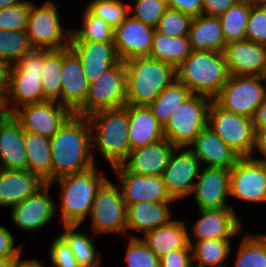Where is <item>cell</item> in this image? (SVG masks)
I'll return each mask as SVG.
<instances>
[{
    "label": "cell",
    "instance_id": "1",
    "mask_svg": "<svg viewBox=\"0 0 266 267\" xmlns=\"http://www.w3.org/2000/svg\"><path fill=\"white\" fill-rule=\"evenodd\" d=\"M53 180L96 165L88 118L72 114L50 138Z\"/></svg>",
    "mask_w": 266,
    "mask_h": 267
},
{
    "label": "cell",
    "instance_id": "2",
    "mask_svg": "<svg viewBox=\"0 0 266 267\" xmlns=\"http://www.w3.org/2000/svg\"><path fill=\"white\" fill-rule=\"evenodd\" d=\"M96 165L89 170L61 176L50 182L60 186L59 208L63 225H81L90 216L97 190L108 179Z\"/></svg>",
    "mask_w": 266,
    "mask_h": 267
},
{
    "label": "cell",
    "instance_id": "3",
    "mask_svg": "<svg viewBox=\"0 0 266 267\" xmlns=\"http://www.w3.org/2000/svg\"><path fill=\"white\" fill-rule=\"evenodd\" d=\"M127 104L149 106L175 79L176 68L149 56L124 61Z\"/></svg>",
    "mask_w": 266,
    "mask_h": 267
},
{
    "label": "cell",
    "instance_id": "4",
    "mask_svg": "<svg viewBox=\"0 0 266 267\" xmlns=\"http://www.w3.org/2000/svg\"><path fill=\"white\" fill-rule=\"evenodd\" d=\"M87 118L92 150L97 147L111 168L122 164L131 152L128 104L118 109L95 112Z\"/></svg>",
    "mask_w": 266,
    "mask_h": 267
},
{
    "label": "cell",
    "instance_id": "5",
    "mask_svg": "<svg viewBox=\"0 0 266 267\" xmlns=\"http://www.w3.org/2000/svg\"><path fill=\"white\" fill-rule=\"evenodd\" d=\"M176 76L192 94L213 99L230 75L223 52L192 51L176 68Z\"/></svg>",
    "mask_w": 266,
    "mask_h": 267
},
{
    "label": "cell",
    "instance_id": "6",
    "mask_svg": "<svg viewBox=\"0 0 266 267\" xmlns=\"http://www.w3.org/2000/svg\"><path fill=\"white\" fill-rule=\"evenodd\" d=\"M212 100L204 95L192 94L171 113L163 127L164 138L177 148H188L208 125Z\"/></svg>",
    "mask_w": 266,
    "mask_h": 267
},
{
    "label": "cell",
    "instance_id": "7",
    "mask_svg": "<svg viewBox=\"0 0 266 267\" xmlns=\"http://www.w3.org/2000/svg\"><path fill=\"white\" fill-rule=\"evenodd\" d=\"M208 125L240 157H252L257 151L258 136L252 119L220 107L212 100Z\"/></svg>",
    "mask_w": 266,
    "mask_h": 267
},
{
    "label": "cell",
    "instance_id": "8",
    "mask_svg": "<svg viewBox=\"0 0 266 267\" xmlns=\"http://www.w3.org/2000/svg\"><path fill=\"white\" fill-rule=\"evenodd\" d=\"M126 104V66L120 60L89 84L87 97L74 114L88 117L98 111L122 108Z\"/></svg>",
    "mask_w": 266,
    "mask_h": 267
},
{
    "label": "cell",
    "instance_id": "9",
    "mask_svg": "<svg viewBox=\"0 0 266 267\" xmlns=\"http://www.w3.org/2000/svg\"><path fill=\"white\" fill-rule=\"evenodd\" d=\"M26 32L32 48L59 50L69 47L71 29L63 28L58 8L51 0L41 6L31 2Z\"/></svg>",
    "mask_w": 266,
    "mask_h": 267
},
{
    "label": "cell",
    "instance_id": "10",
    "mask_svg": "<svg viewBox=\"0 0 266 267\" xmlns=\"http://www.w3.org/2000/svg\"><path fill=\"white\" fill-rule=\"evenodd\" d=\"M263 76H229L213 100L226 110L251 119L256 108L266 99Z\"/></svg>",
    "mask_w": 266,
    "mask_h": 267
},
{
    "label": "cell",
    "instance_id": "11",
    "mask_svg": "<svg viewBox=\"0 0 266 267\" xmlns=\"http://www.w3.org/2000/svg\"><path fill=\"white\" fill-rule=\"evenodd\" d=\"M118 187L107 179L97 190L89 216L94 233L127 234V205Z\"/></svg>",
    "mask_w": 266,
    "mask_h": 267
},
{
    "label": "cell",
    "instance_id": "12",
    "mask_svg": "<svg viewBox=\"0 0 266 267\" xmlns=\"http://www.w3.org/2000/svg\"><path fill=\"white\" fill-rule=\"evenodd\" d=\"M72 114L69 108L53 100L25 104L12 113L24 131L47 138H51Z\"/></svg>",
    "mask_w": 266,
    "mask_h": 267
},
{
    "label": "cell",
    "instance_id": "13",
    "mask_svg": "<svg viewBox=\"0 0 266 267\" xmlns=\"http://www.w3.org/2000/svg\"><path fill=\"white\" fill-rule=\"evenodd\" d=\"M201 167L198 158L189 148L173 149L162 177L168 193L174 200L191 195Z\"/></svg>",
    "mask_w": 266,
    "mask_h": 267
},
{
    "label": "cell",
    "instance_id": "14",
    "mask_svg": "<svg viewBox=\"0 0 266 267\" xmlns=\"http://www.w3.org/2000/svg\"><path fill=\"white\" fill-rule=\"evenodd\" d=\"M230 197L249 203L266 202V176L255 156L240 157L230 169Z\"/></svg>",
    "mask_w": 266,
    "mask_h": 267
},
{
    "label": "cell",
    "instance_id": "15",
    "mask_svg": "<svg viewBox=\"0 0 266 267\" xmlns=\"http://www.w3.org/2000/svg\"><path fill=\"white\" fill-rule=\"evenodd\" d=\"M118 176L122 197L127 206L141 201L173 202L162 176H145L130 172L123 164L112 167Z\"/></svg>",
    "mask_w": 266,
    "mask_h": 267
},
{
    "label": "cell",
    "instance_id": "16",
    "mask_svg": "<svg viewBox=\"0 0 266 267\" xmlns=\"http://www.w3.org/2000/svg\"><path fill=\"white\" fill-rule=\"evenodd\" d=\"M50 183H45L33 195L11 209V220L22 230L34 231L47 225L56 216L58 204L49 195Z\"/></svg>",
    "mask_w": 266,
    "mask_h": 267
},
{
    "label": "cell",
    "instance_id": "17",
    "mask_svg": "<svg viewBox=\"0 0 266 267\" xmlns=\"http://www.w3.org/2000/svg\"><path fill=\"white\" fill-rule=\"evenodd\" d=\"M40 78L41 73L6 70L5 95L1 102L2 112L12 114L22 105L46 101Z\"/></svg>",
    "mask_w": 266,
    "mask_h": 267
},
{
    "label": "cell",
    "instance_id": "18",
    "mask_svg": "<svg viewBox=\"0 0 266 267\" xmlns=\"http://www.w3.org/2000/svg\"><path fill=\"white\" fill-rule=\"evenodd\" d=\"M191 194L198 210L232 207L226 202L230 197V170L202 166Z\"/></svg>",
    "mask_w": 266,
    "mask_h": 267
},
{
    "label": "cell",
    "instance_id": "19",
    "mask_svg": "<svg viewBox=\"0 0 266 267\" xmlns=\"http://www.w3.org/2000/svg\"><path fill=\"white\" fill-rule=\"evenodd\" d=\"M156 28L130 14L114 29V45L122 61L149 56Z\"/></svg>",
    "mask_w": 266,
    "mask_h": 267
},
{
    "label": "cell",
    "instance_id": "20",
    "mask_svg": "<svg viewBox=\"0 0 266 267\" xmlns=\"http://www.w3.org/2000/svg\"><path fill=\"white\" fill-rule=\"evenodd\" d=\"M200 218L193 225L189 234L196 240L218 239L231 240L241 234L242 223L233 207L219 209H199Z\"/></svg>",
    "mask_w": 266,
    "mask_h": 267
},
{
    "label": "cell",
    "instance_id": "21",
    "mask_svg": "<svg viewBox=\"0 0 266 267\" xmlns=\"http://www.w3.org/2000/svg\"><path fill=\"white\" fill-rule=\"evenodd\" d=\"M69 49L79 58L89 84L121 60L114 42L69 40Z\"/></svg>",
    "mask_w": 266,
    "mask_h": 267
},
{
    "label": "cell",
    "instance_id": "22",
    "mask_svg": "<svg viewBox=\"0 0 266 267\" xmlns=\"http://www.w3.org/2000/svg\"><path fill=\"white\" fill-rule=\"evenodd\" d=\"M223 54L230 76L263 75L266 45L245 39L226 44Z\"/></svg>",
    "mask_w": 266,
    "mask_h": 267
},
{
    "label": "cell",
    "instance_id": "23",
    "mask_svg": "<svg viewBox=\"0 0 266 267\" xmlns=\"http://www.w3.org/2000/svg\"><path fill=\"white\" fill-rule=\"evenodd\" d=\"M0 169L26 170L24 130L12 115L0 114Z\"/></svg>",
    "mask_w": 266,
    "mask_h": 267
},
{
    "label": "cell",
    "instance_id": "24",
    "mask_svg": "<svg viewBox=\"0 0 266 267\" xmlns=\"http://www.w3.org/2000/svg\"><path fill=\"white\" fill-rule=\"evenodd\" d=\"M89 83L79 58L69 49H62L61 105L73 113L84 103Z\"/></svg>",
    "mask_w": 266,
    "mask_h": 267
},
{
    "label": "cell",
    "instance_id": "25",
    "mask_svg": "<svg viewBox=\"0 0 266 267\" xmlns=\"http://www.w3.org/2000/svg\"><path fill=\"white\" fill-rule=\"evenodd\" d=\"M198 158L201 166L230 170L240 156L232 150L209 125L204 127L188 147Z\"/></svg>",
    "mask_w": 266,
    "mask_h": 267
},
{
    "label": "cell",
    "instance_id": "26",
    "mask_svg": "<svg viewBox=\"0 0 266 267\" xmlns=\"http://www.w3.org/2000/svg\"><path fill=\"white\" fill-rule=\"evenodd\" d=\"M175 148L166 138L134 149L122 163L130 172L145 176H162Z\"/></svg>",
    "mask_w": 266,
    "mask_h": 267
},
{
    "label": "cell",
    "instance_id": "27",
    "mask_svg": "<svg viewBox=\"0 0 266 267\" xmlns=\"http://www.w3.org/2000/svg\"><path fill=\"white\" fill-rule=\"evenodd\" d=\"M43 182L29 170L0 169V206L14 207L40 189Z\"/></svg>",
    "mask_w": 266,
    "mask_h": 267
},
{
    "label": "cell",
    "instance_id": "28",
    "mask_svg": "<svg viewBox=\"0 0 266 267\" xmlns=\"http://www.w3.org/2000/svg\"><path fill=\"white\" fill-rule=\"evenodd\" d=\"M142 240L158 258L177 250H191L189 231L185 221L172 220L169 224L146 232Z\"/></svg>",
    "mask_w": 266,
    "mask_h": 267
},
{
    "label": "cell",
    "instance_id": "29",
    "mask_svg": "<svg viewBox=\"0 0 266 267\" xmlns=\"http://www.w3.org/2000/svg\"><path fill=\"white\" fill-rule=\"evenodd\" d=\"M128 117L131 151L164 139L163 126L148 106L128 104Z\"/></svg>",
    "mask_w": 266,
    "mask_h": 267
},
{
    "label": "cell",
    "instance_id": "30",
    "mask_svg": "<svg viewBox=\"0 0 266 267\" xmlns=\"http://www.w3.org/2000/svg\"><path fill=\"white\" fill-rule=\"evenodd\" d=\"M171 202L141 201L127 206V231L146 232L169 224L172 220ZM171 218V219H170Z\"/></svg>",
    "mask_w": 266,
    "mask_h": 267
},
{
    "label": "cell",
    "instance_id": "31",
    "mask_svg": "<svg viewBox=\"0 0 266 267\" xmlns=\"http://www.w3.org/2000/svg\"><path fill=\"white\" fill-rule=\"evenodd\" d=\"M188 38L192 51L223 52L226 46L218 16L202 14L194 17Z\"/></svg>",
    "mask_w": 266,
    "mask_h": 267
},
{
    "label": "cell",
    "instance_id": "32",
    "mask_svg": "<svg viewBox=\"0 0 266 267\" xmlns=\"http://www.w3.org/2000/svg\"><path fill=\"white\" fill-rule=\"evenodd\" d=\"M24 142L27 170L37 175L45 183L53 181L50 138L24 131Z\"/></svg>",
    "mask_w": 266,
    "mask_h": 267
},
{
    "label": "cell",
    "instance_id": "33",
    "mask_svg": "<svg viewBox=\"0 0 266 267\" xmlns=\"http://www.w3.org/2000/svg\"><path fill=\"white\" fill-rule=\"evenodd\" d=\"M192 52L188 36L170 37L154 33L149 57L177 68Z\"/></svg>",
    "mask_w": 266,
    "mask_h": 267
},
{
    "label": "cell",
    "instance_id": "34",
    "mask_svg": "<svg viewBox=\"0 0 266 267\" xmlns=\"http://www.w3.org/2000/svg\"><path fill=\"white\" fill-rule=\"evenodd\" d=\"M190 242L193 267H227L231 240L204 239Z\"/></svg>",
    "mask_w": 266,
    "mask_h": 267
},
{
    "label": "cell",
    "instance_id": "35",
    "mask_svg": "<svg viewBox=\"0 0 266 267\" xmlns=\"http://www.w3.org/2000/svg\"><path fill=\"white\" fill-rule=\"evenodd\" d=\"M64 232L59 234L69 245L80 267H101L100 254L93 238L86 233L77 232L79 225H64ZM98 254V255H97Z\"/></svg>",
    "mask_w": 266,
    "mask_h": 267
},
{
    "label": "cell",
    "instance_id": "36",
    "mask_svg": "<svg viewBox=\"0 0 266 267\" xmlns=\"http://www.w3.org/2000/svg\"><path fill=\"white\" fill-rule=\"evenodd\" d=\"M191 95V91L175 79L148 107L156 120L164 127L171 113Z\"/></svg>",
    "mask_w": 266,
    "mask_h": 267
},
{
    "label": "cell",
    "instance_id": "37",
    "mask_svg": "<svg viewBox=\"0 0 266 267\" xmlns=\"http://www.w3.org/2000/svg\"><path fill=\"white\" fill-rule=\"evenodd\" d=\"M251 5L248 0H238L218 16L226 44L246 39L245 31Z\"/></svg>",
    "mask_w": 266,
    "mask_h": 267
},
{
    "label": "cell",
    "instance_id": "38",
    "mask_svg": "<svg viewBox=\"0 0 266 267\" xmlns=\"http://www.w3.org/2000/svg\"><path fill=\"white\" fill-rule=\"evenodd\" d=\"M62 49H44V61L41 71L43 95L47 100L61 104Z\"/></svg>",
    "mask_w": 266,
    "mask_h": 267
},
{
    "label": "cell",
    "instance_id": "39",
    "mask_svg": "<svg viewBox=\"0 0 266 267\" xmlns=\"http://www.w3.org/2000/svg\"><path fill=\"white\" fill-rule=\"evenodd\" d=\"M234 267H266V236L261 233L243 237Z\"/></svg>",
    "mask_w": 266,
    "mask_h": 267
},
{
    "label": "cell",
    "instance_id": "40",
    "mask_svg": "<svg viewBox=\"0 0 266 267\" xmlns=\"http://www.w3.org/2000/svg\"><path fill=\"white\" fill-rule=\"evenodd\" d=\"M31 49L26 31L0 30V63L5 67L13 65Z\"/></svg>",
    "mask_w": 266,
    "mask_h": 267
},
{
    "label": "cell",
    "instance_id": "41",
    "mask_svg": "<svg viewBox=\"0 0 266 267\" xmlns=\"http://www.w3.org/2000/svg\"><path fill=\"white\" fill-rule=\"evenodd\" d=\"M84 10L82 28L71 29L70 40L114 42V29L87 8Z\"/></svg>",
    "mask_w": 266,
    "mask_h": 267
},
{
    "label": "cell",
    "instance_id": "42",
    "mask_svg": "<svg viewBox=\"0 0 266 267\" xmlns=\"http://www.w3.org/2000/svg\"><path fill=\"white\" fill-rule=\"evenodd\" d=\"M86 8L113 29L118 27L131 12V8L129 6L126 7L125 2L122 0H92Z\"/></svg>",
    "mask_w": 266,
    "mask_h": 267
},
{
    "label": "cell",
    "instance_id": "43",
    "mask_svg": "<svg viewBox=\"0 0 266 267\" xmlns=\"http://www.w3.org/2000/svg\"><path fill=\"white\" fill-rule=\"evenodd\" d=\"M137 235L129 239L126 250L128 267H160L158 256Z\"/></svg>",
    "mask_w": 266,
    "mask_h": 267
},
{
    "label": "cell",
    "instance_id": "44",
    "mask_svg": "<svg viewBox=\"0 0 266 267\" xmlns=\"http://www.w3.org/2000/svg\"><path fill=\"white\" fill-rule=\"evenodd\" d=\"M192 17L168 8L160 18L156 30L170 37L188 36Z\"/></svg>",
    "mask_w": 266,
    "mask_h": 267
},
{
    "label": "cell",
    "instance_id": "45",
    "mask_svg": "<svg viewBox=\"0 0 266 267\" xmlns=\"http://www.w3.org/2000/svg\"><path fill=\"white\" fill-rule=\"evenodd\" d=\"M31 1L0 9V30L27 31Z\"/></svg>",
    "mask_w": 266,
    "mask_h": 267
},
{
    "label": "cell",
    "instance_id": "46",
    "mask_svg": "<svg viewBox=\"0 0 266 267\" xmlns=\"http://www.w3.org/2000/svg\"><path fill=\"white\" fill-rule=\"evenodd\" d=\"M134 4L132 16L154 28L168 9L166 0H135Z\"/></svg>",
    "mask_w": 266,
    "mask_h": 267
},
{
    "label": "cell",
    "instance_id": "47",
    "mask_svg": "<svg viewBox=\"0 0 266 267\" xmlns=\"http://www.w3.org/2000/svg\"><path fill=\"white\" fill-rule=\"evenodd\" d=\"M245 33L246 40L266 45V5H251Z\"/></svg>",
    "mask_w": 266,
    "mask_h": 267
},
{
    "label": "cell",
    "instance_id": "48",
    "mask_svg": "<svg viewBox=\"0 0 266 267\" xmlns=\"http://www.w3.org/2000/svg\"><path fill=\"white\" fill-rule=\"evenodd\" d=\"M49 256L54 267H80L69 245L60 236L52 241Z\"/></svg>",
    "mask_w": 266,
    "mask_h": 267
},
{
    "label": "cell",
    "instance_id": "49",
    "mask_svg": "<svg viewBox=\"0 0 266 267\" xmlns=\"http://www.w3.org/2000/svg\"><path fill=\"white\" fill-rule=\"evenodd\" d=\"M44 61V49L32 48L22 55L13 65L6 70H22L25 73H41Z\"/></svg>",
    "mask_w": 266,
    "mask_h": 267
},
{
    "label": "cell",
    "instance_id": "50",
    "mask_svg": "<svg viewBox=\"0 0 266 267\" xmlns=\"http://www.w3.org/2000/svg\"><path fill=\"white\" fill-rule=\"evenodd\" d=\"M160 267H193L192 251L177 250L159 258Z\"/></svg>",
    "mask_w": 266,
    "mask_h": 267
},
{
    "label": "cell",
    "instance_id": "51",
    "mask_svg": "<svg viewBox=\"0 0 266 267\" xmlns=\"http://www.w3.org/2000/svg\"><path fill=\"white\" fill-rule=\"evenodd\" d=\"M14 245L15 238L13 234L4 226H0V257L20 258L23 247H14Z\"/></svg>",
    "mask_w": 266,
    "mask_h": 267
},
{
    "label": "cell",
    "instance_id": "52",
    "mask_svg": "<svg viewBox=\"0 0 266 267\" xmlns=\"http://www.w3.org/2000/svg\"><path fill=\"white\" fill-rule=\"evenodd\" d=\"M170 9H175L192 18L203 14L202 0H166Z\"/></svg>",
    "mask_w": 266,
    "mask_h": 267
},
{
    "label": "cell",
    "instance_id": "53",
    "mask_svg": "<svg viewBox=\"0 0 266 267\" xmlns=\"http://www.w3.org/2000/svg\"><path fill=\"white\" fill-rule=\"evenodd\" d=\"M238 0H202L203 14L220 16Z\"/></svg>",
    "mask_w": 266,
    "mask_h": 267
},
{
    "label": "cell",
    "instance_id": "54",
    "mask_svg": "<svg viewBox=\"0 0 266 267\" xmlns=\"http://www.w3.org/2000/svg\"><path fill=\"white\" fill-rule=\"evenodd\" d=\"M251 119L257 136L266 135V99L256 108Z\"/></svg>",
    "mask_w": 266,
    "mask_h": 267
},
{
    "label": "cell",
    "instance_id": "55",
    "mask_svg": "<svg viewBox=\"0 0 266 267\" xmlns=\"http://www.w3.org/2000/svg\"><path fill=\"white\" fill-rule=\"evenodd\" d=\"M6 67L0 63V102L5 95Z\"/></svg>",
    "mask_w": 266,
    "mask_h": 267
},
{
    "label": "cell",
    "instance_id": "56",
    "mask_svg": "<svg viewBox=\"0 0 266 267\" xmlns=\"http://www.w3.org/2000/svg\"><path fill=\"white\" fill-rule=\"evenodd\" d=\"M257 152L262 153L261 158L255 157L257 160H266V135L258 136V147ZM264 156V158H263Z\"/></svg>",
    "mask_w": 266,
    "mask_h": 267
},
{
    "label": "cell",
    "instance_id": "57",
    "mask_svg": "<svg viewBox=\"0 0 266 267\" xmlns=\"http://www.w3.org/2000/svg\"><path fill=\"white\" fill-rule=\"evenodd\" d=\"M20 258H4L0 257V267H18Z\"/></svg>",
    "mask_w": 266,
    "mask_h": 267
},
{
    "label": "cell",
    "instance_id": "58",
    "mask_svg": "<svg viewBox=\"0 0 266 267\" xmlns=\"http://www.w3.org/2000/svg\"><path fill=\"white\" fill-rule=\"evenodd\" d=\"M18 267H45L42 262L37 259L21 260Z\"/></svg>",
    "mask_w": 266,
    "mask_h": 267
},
{
    "label": "cell",
    "instance_id": "59",
    "mask_svg": "<svg viewBox=\"0 0 266 267\" xmlns=\"http://www.w3.org/2000/svg\"><path fill=\"white\" fill-rule=\"evenodd\" d=\"M29 1H24V0H0V9H4L9 6L13 5H19V4H24L28 3Z\"/></svg>",
    "mask_w": 266,
    "mask_h": 267
},
{
    "label": "cell",
    "instance_id": "60",
    "mask_svg": "<svg viewBox=\"0 0 266 267\" xmlns=\"http://www.w3.org/2000/svg\"><path fill=\"white\" fill-rule=\"evenodd\" d=\"M251 4L266 5V0H248Z\"/></svg>",
    "mask_w": 266,
    "mask_h": 267
},
{
    "label": "cell",
    "instance_id": "61",
    "mask_svg": "<svg viewBox=\"0 0 266 267\" xmlns=\"http://www.w3.org/2000/svg\"><path fill=\"white\" fill-rule=\"evenodd\" d=\"M258 161L261 163V165L263 167V171H264L265 176H266V160H258Z\"/></svg>",
    "mask_w": 266,
    "mask_h": 267
},
{
    "label": "cell",
    "instance_id": "62",
    "mask_svg": "<svg viewBox=\"0 0 266 267\" xmlns=\"http://www.w3.org/2000/svg\"><path fill=\"white\" fill-rule=\"evenodd\" d=\"M262 76L266 79V61H265V67H264V72Z\"/></svg>",
    "mask_w": 266,
    "mask_h": 267
},
{
    "label": "cell",
    "instance_id": "63",
    "mask_svg": "<svg viewBox=\"0 0 266 267\" xmlns=\"http://www.w3.org/2000/svg\"><path fill=\"white\" fill-rule=\"evenodd\" d=\"M2 113V108H1V102H0V114Z\"/></svg>",
    "mask_w": 266,
    "mask_h": 267
}]
</instances>
